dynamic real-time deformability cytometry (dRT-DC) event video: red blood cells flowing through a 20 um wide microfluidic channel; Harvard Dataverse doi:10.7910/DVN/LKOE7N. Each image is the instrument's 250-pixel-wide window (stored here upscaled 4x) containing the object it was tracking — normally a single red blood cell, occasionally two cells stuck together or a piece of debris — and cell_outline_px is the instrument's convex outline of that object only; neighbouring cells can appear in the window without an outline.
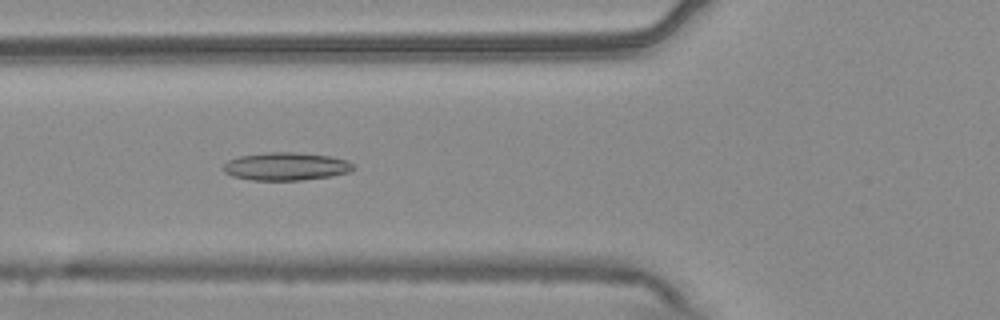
{"species": "common noctule bat (a hibernating species)", "species_latin": "Nyctalus noctula", "temperature_condition": "warm", "stored_images_in_passage": 53, "camera_frame_rate_fps": 3000, "um_per_image_px": 0.085, "animal": {"sex": "male", "body_mass_g": 20.4}, "frame": {"image": 1, "passage_image": 19, "time_ms": 6.0, "image_size_px": [1000, 320], "cell_outline_px": [[356, 168], [348, 172], [332, 176], [300, 180], [252, 180], [232, 176], [224, 172], [224, 164], [228, 160], [240, 156], [264, 152], [296, 152], [332, 156], [348, 160]], "centroid_in_image_um": [24.33, 14.13], "position_along_channel_um": 101.5, "area_um2": 21.27}}
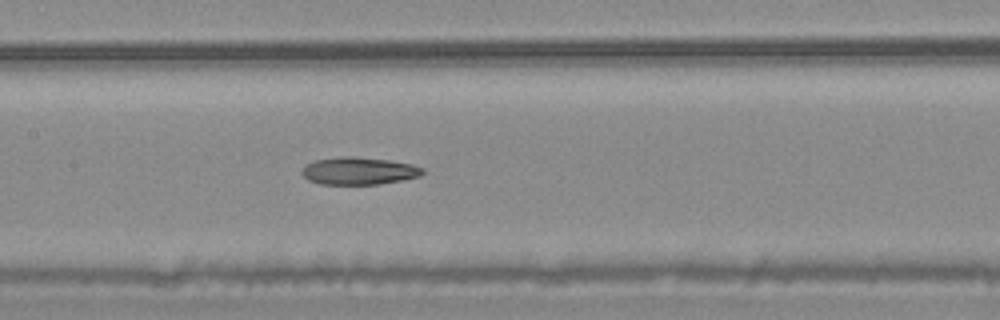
{"frame": {"image": 2, "passage_image": 25, "time_ms": 8.0, "image_size_px": [1000, 320], "cell_outline_px": [[424, 172], [420, 176], [380, 184], [320, 184], [308, 180], [300, 172], [308, 164], [316, 160], [340, 156], [356, 156], [388, 160], [412, 164], [424, 168]], "centroid_in_image_um": [30.51, 14.52], "position_along_channel_um": 176.9, "area_um2": 19.25}}
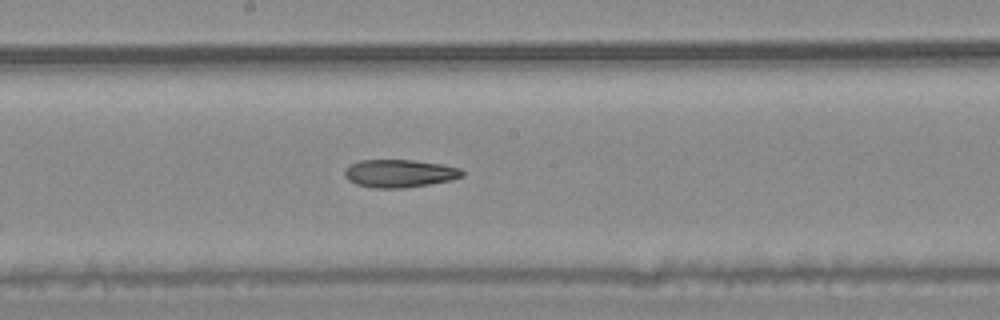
{"frame": {"image": 3, "passage_image": 28, "time_ms": 9.0, "image_size_px": [1000, 320], "cell_outline_px": [[464, 176], [452, 180], [404, 188], [372, 188], [356, 184], [348, 180], [344, 176], [344, 172], [352, 164], [360, 160], [412, 160], [440, 164], [460, 168], [464, 172]], "centroid_in_image_um": [33.97, 14.75], "position_along_channel_um": 214.2, "area_um2": 19.02}, "authors_computed_cell_mechanics": {"area_um2": 20.9236, "velocity_mm_per_s": 3.748, "shape_relaxation_time_tau1_ms": null, "shape_relaxation_time_tau2_ms": 4.8943, "deformation_change_tau1": null, "deformation_change_tau2": 0.1343}}